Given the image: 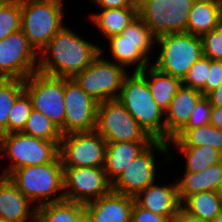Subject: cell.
Here are the masks:
<instances>
[{
	"label": "cell",
	"instance_id": "1",
	"mask_svg": "<svg viewBox=\"0 0 222 222\" xmlns=\"http://www.w3.org/2000/svg\"><path fill=\"white\" fill-rule=\"evenodd\" d=\"M103 51L63 27L40 51L38 72L61 78H73L89 66ZM51 54V55H50Z\"/></svg>",
	"mask_w": 222,
	"mask_h": 222
},
{
	"label": "cell",
	"instance_id": "2",
	"mask_svg": "<svg viewBox=\"0 0 222 222\" xmlns=\"http://www.w3.org/2000/svg\"><path fill=\"white\" fill-rule=\"evenodd\" d=\"M128 113L153 140L165 141V112L156 104L140 72L125 76L118 97Z\"/></svg>",
	"mask_w": 222,
	"mask_h": 222
},
{
	"label": "cell",
	"instance_id": "3",
	"mask_svg": "<svg viewBox=\"0 0 222 222\" xmlns=\"http://www.w3.org/2000/svg\"><path fill=\"white\" fill-rule=\"evenodd\" d=\"M7 177L31 202L38 200L37 206L65 199L64 192L53 197L56 192L64 189L60 155L48 164L16 169Z\"/></svg>",
	"mask_w": 222,
	"mask_h": 222
},
{
	"label": "cell",
	"instance_id": "4",
	"mask_svg": "<svg viewBox=\"0 0 222 222\" xmlns=\"http://www.w3.org/2000/svg\"><path fill=\"white\" fill-rule=\"evenodd\" d=\"M62 0H21V30L39 54L64 27Z\"/></svg>",
	"mask_w": 222,
	"mask_h": 222
},
{
	"label": "cell",
	"instance_id": "5",
	"mask_svg": "<svg viewBox=\"0 0 222 222\" xmlns=\"http://www.w3.org/2000/svg\"><path fill=\"white\" fill-rule=\"evenodd\" d=\"M59 145L60 141H46L22 132L0 135V154L3 152V157L8 155L12 162L1 176L7 177L14 170L25 166L53 162L59 156Z\"/></svg>",
	"mask_w": 222,
	"mask_h": 222
},
{
	"label": "cell",
	"instance_id": "6",
	"mask_svg": "<svg viewBox=\"0 0 222 222\" xmlns=\"http://www.w3.org/2000/svg\"><path fill=\"white\" fill-rule=\"evenodd\" d=\"M156 42L160 45L161 52L152 65L181 80L203 55L201 37L191 33L164 34L157 37Z\"/></svg>",
	"mask_w": 222,
	"mask_h": 222
},
{
	"label": "cell",
	"instance_id": "7",
	"mask_svg": "<svg viewBox=\"0 0 222 222\" xmlns=\"http://www.w3.org/2000/svg\"><path fill=\"white\" fill-rule=\"evenodd\" d=\"M110 50L117 64L125 69L136 65L134 72H140L148 66L149 53L156 37L144 21L137 16L119 35L108 39Z\"/></svg>",
	"mask_w": 222,
	"mask_h": 222
},
{
	"label": "cell",
	"instance_id": "8",
	"mask_svg": "<svg viewBox=\"0 0 222 222\" xmlns=\"http://www.w3.org/2000/svg\"><path fill=\"white\" fill-rule=\"evenodd\" d=\"M195 0H137L138 16L157 38L187 32L188 16Z\"/></svg>",
	"mask_w": 222,
	"mask_h": 222
},
{
	"label": "cell",
	"instance_id": "9",
	"mask_svg": "<svg viewBox=\"0 0 222 222\" xmlns=\"http://www.w3.org/2000/svg\"><path fill=\"white\" fill-rule=\"evenodd\" d=\"M129 74L123 66L98 57L73 79L98 103L118 99L125 76Z\"/></svg>",
	"mask_w": 222,
	"mask_h": 222
},
{
	"label": "cell",
	"instance_id": "10",
	"mask_svg": "<svg viewBox=\"0 0 222 222\" xmlns=\"http://www.w3.org/2000/svg\"><path fill=\"white\" fill-rule=\"evenodd\" d=\"M95 131L106 142L154 141L118 99L98 104Z\"/></svg>",
	"mask_w": 222,
	"mask_h": 222
},
{
	"label": "cell",
	"instance_id": "11",
	"mask_svg": "<svg viewBox=\"0 0 222 222\" xmlns=\"http://www.w3.org/2000/svg\"><path fill=\"white\" fill-rule=\"evenodd\" d=\"M24 91L34 110L41 112L59 129L65 120L64 78L34 72L24 80Z\"/></svg>",
	"mask_w": 222,
	"mask_h": 222
},
{
	"label": "cell",
	"instance_id": "12",
	"mask_svg": "<svg viewBox=\"0 0 222 222\" xmlns=\"http://www.w3.org/2000/svg\"><path fill=\"white\" fill-rule=\"evenodd\" d=\"M107 142L95 130L62 136L59 155L63 167H104Z\"/></svg>",
	"mask_w": 222,
	"mask_h": 222
},
{
	"label": "cell",
	"instance_id": "13",
	"mask_svg": "<svg viewBox=\"0 0 222 222\" xmlns=\"http://www.w3.org/2000/svg\"><path fill=\"white\" fill-rule=\"evenodd\" d=\"M168 142L154 140L142 153L135 157L119 177L112 183V190L124 195L135 197L156 180V164L153 149L161 154H168Z\"/></svg>",
	"mask_w": 222,
	"mask_h": 222
},
{
	"label": "cell",
	"instance_id": "14",
	"mask_svg": "<svg viewBox=\"0 0 222 222\" xmlns=\"http://www.w3.org/2000/svg\"><path fill=\"white\" fill-rule=\"evenodd\" d=\"M38 53L18 30L0 40V78L25 80L37 72Z\"/></svg>",
	"mask_w": 222,
	"mask_h": 222
},
{
	"label": "cell",
	"instance_id": "15",
	"mask_svg": "<svg viewBox=\"0 0 222 222\" xmlns=\"http://www.w3.org/2000/svg\"><path fill=\"white\" fill-rule=\"evenodd\" d=\"M98 104L73 78H64L65 120L59 129L61 135L95 130Z\"/></svg>",
	"mask_w": 222,
	"mask_h": 222
},
{
	"label": "cell",
	"instance_id": "16",
	"mask_svg": "<svg viewBox=\"0 0 222 222\" xmlns=\"http://www.w3.org/2000/svg\"><path fill=\"white\" fill-rule=\"evenodd\" d=\"M63 180L65 200L84 205L112 190L104 167H63Z\"/></svg>",
	"mask_w": 222,
	"mask_h": 222
},
{
	"label": "cell",
	"instance_id": "17",
	"mask_svg": "<svg viewBox=\"0 0 222 222\" xmlns=\"http://www.w3.org/2000/svg\"><path fill=\"white\" fill-rule=\"evenodd\" d=\"M134 197L111 190L84 205L91 222H130Z\"/></svg>",
	"mask_w": 222,
	"mask_h": 222
},
{
	"label": "cell",
	"instance_id": "18",
	"mask_svg": "<svg viewBox=\"0 0 222 222\" xmlns=\"http://www.w3.org/2000/svg\"><path fill=\"white\" fill-rule=\"evenodd\" d=\"M204 95L182 85L165 111V142H169L189 121L197 102Z\"/></svg>",
	"mask_w": 222,
	"mask_h": 222
},
{
	"label": "cell",
	"instance_id": "19",
	"mask_svg": "<svg viewBox=\"0 0 222 222\" xmlns=\"http://www.w3.org/2000/svg\"><path fill=\"white\" fill-rule=\"evenodd\" d=\"M32 205L24 194L11 182L8 177L0 176V220L12 222H36V206Z\"/></svg>",
	"mask_w": 222,
	"mask_h": 222
},
{
	"label": "cell",
	"instance_id": "20",
	"mask_svg": "<svg viewBox=\"0 0 222 222\" xmlns=\"http://www.w3.org/2000/svg\"><path fill=\"white\" fill-rule=\"evenodd\" d=\"M134 201L141 207L158 215L174 219L181 207L177 185L159 186L156 183L149 185L145 190L139 192Z\"/></svg>",
	"mask_w": 222,
	"mask_h": 222
},
{
	"label": "cell",
	"instance_id": "21",
	"mask_svg": "<svg viewBox=\"0 0 222 222\" xmlns=\"http://www.w3.org/2000/svg\"><path fill=\"white\" fill-rule=\"evenodd\" d=\"M153 141L107 142L104 171L113 183L132 160L142 153Z\"/></svg>",
	"mask_w": 222,
	"mask_h": 222
},
{
	"label": "cell",
	"instance_id": "22",
	"mask_svg": "<svg viewBox=\"0 0 222 222\" xmlns=\"http://www.w3.org/2000/svg\"><path fill=\"white\" fill-rule=\"evenodd\" d=\"M184 172L181 180L176 182L181 204L193 194L205 191L217 192L222 179V162L210 166L201 172Z\"/></svg>",
	"mask_w": 222,
	"mask_h": 222
},
{
	"label": "cell",
	"instance_id": "23",
	"mask_svg": "<svg viewBox=\"0 0 222 222\" xmlns=\"http://www.w3.org/2000/svg\"><path fill=\"white\" fill-rule=\"evenodd\" d=\"M149 67V68H148ZM140 71L149 86L156 104L165 112L174 95L182 86V80L170 74L161 72L153 65Z\"/></svg>",
	"mask_w": 222,
	"mask_h": 222
},
{
	"label": "cell",
	"instance_id": "24",
	"mask_svg": "<svg viewBox=\"0 0 222 222\" xmlns=\"http://www.w3.org/2000/svg\"><path fill=\"white\" fill-rule=\"evenodd\" d=\"M221 25L217 0H195L189 12L187 33L202 36Z\"/></svg>",
	"mask_w": 222,
	"mask_h": 222
},
{
	"label": "cell",
	"instance_id": "25",
	"mask_svg": "<svg viewBox=\"0 0 222 222\" xmlns=\"http://www.w3.org/2000/svg\"><path fill=\"white\" fill-rule=\"evenodd\" d=\"M101 10L90 18L107 39L119 35L138 16V7Z\"/></svg>",
	"mask_w": 222,
	"mask_h": 222
},
{
	"label": "cell",
	"instance_id": "26",
	"mask_svg": "<svg viewBox=\"0 0 222 222\" xmlns=\"http://www.w3.org/2000/svg\"><path fill=\"white\" fill-rule=\"evenodd\" d=\"M176 147L211 146L222 153V129L206 124L194 129H181L168 144Z\"/></svg>",
	"mask_w": 222,
	"mask_h": 222
},
{
	"label": "cell",
	"instance_id": "27",
	"mask_svg": "<svg viewBox=\"0 0 222 222\" xmlns=\"http://www.w3.org/2000/svg\"><path fill=\"white\" fill-rule=\"evenodd\" d=\"M84 212V204L62 200L36 207V222H75Z\"/></svg>",
	"mask_w": 222,
	"mask_h": 222
},
{
	"label": "cell",
	"instance_id": "28",
	"mask_svg": "<svg viewBox=\"0 0 222 222\" xmlns=\"http://www.w3.org/2000/svg\"><path fill=\"white\" fill-rule=\"evenodd\" d=\"M181 206L198 218L213 221L222 210V197L215 191L200 192L189 196Z\"/></svg>",
	"mask_w": 222,
	"mask_h": 222
},
{
	"label": "cell",
	"instance_id": "29",
	"mask_svg": "<svg viewBox=\"0 0 222 222\" xmlns=\"http://www.w3.org/2000/svg\"><path fill=\"white\" fill-rule=\"evenodd\" d=\"M177 148L186 156L185 171L201 172L210 166L222 162V153L208 145Z\"/></svg>",
	"mask_w": 222,
	"mask_h": 222
},
{
	"label": "cell",
	"instance_id": "30",
	"mask_svg": "<svg viewBox=\"0 0 222 222\" xmlns=\"http://www.w3.org/2000/svg\"><path fill=\"white\" fill-rule=\"evenodd\" d=\"M23 92L24 80L0 78V135L8 133L10 109Z\"/></svg>",
	"mask_w": 222,
	"mask_h": 222
},
{
	"label": "cell",
	"instance_id": "31",
	"mask_svg": "<svg viewBox=\"0 0 222 222\" xmlns=\"http://www.w3.org/2000/svg\"><path fill=\"white\" fill-rule=\"evenodd\" d=\"M21 132L46 141H61L62 138L59 128L44 114L34 109Z\"/></svg>",
	"mask_w": 222,
	"mask_h": 222
},
{
	"label": "cell",
	"instance_id": "32",
	"mask_svg": "<svg viewBox=\"0 0 222 222\" xmlns=\"http://www.w3.org/2000/svg\"><path fill=\"white\" fill-rule=\"evenodd\" d=\"M21 29V0L0 3V40Z\"/></svg>",
	"mask_w": 222,
	"mask_h": 222
},
{
	"label": "cell",
	"instance_id": "33",
	"mask_svg": "<svg viewBox=\"0 0 222 222\" xmlns=\"http://www.w3.org/2000/svg\"><path fill=\"white\" fill-rule=\"evenodd\" d=\"M33 110L31 100L24 91L14 102L8 117V133L21 132Z\"/></svg>",
	"mask_w": 222,
	"mask_h": 222
},
{
	"label": "cell",
	"instance_id": "34",
	"mask_svg": "<svg viewBox=\"0 0 222 222\" xmlns=\"http://www.w3.org/2000/svg\"><path fill=\"white\" fill-rule=\"evenodd\" d=\"M210 70V58L202 55L187 71L182 79V85L201 91L208 78Z\"/></svg>",
	"mask_w": 222,
	"mask_h": 222
},
{
	"label": "cell",
	"instance_id": "35",
	"mask_svg": "<svg viewBox=\"0 0 222 222\" xmlns=\"http://www.w3.org/2000/svg\"><path fill=\"white\" fill-rule=\"evenodd\" d=\"M203 55L222 61V25L201 36Z\"/></svg>",
	"mask_w": 222,
	"mask_h": 222
},
{
	"label": "cell",
	"instance_id": "36",
	"mask_svg": "<svg viewBox=\"0 0 222 222\" xmlns=\"http://www.w3.org/2000/svg\"><path fill=\"white\" fill-rule=\"evenodd\" d=\"M212 105L206 96H203L193 109L188 123L182 129H194L210 123Z\"/></svg>",
	"mask_w": 222,
	"mask_h": 222
},
{
	"label": "cell",
	"instance_id": "37",
	"mask_svg": "<svg viewBox=\"0 0 222 222\" xmlns=\"http://www.w3.org/2000/svg\"><path fill=\"white\" fill-rule=\"evenodd\" d=\"M222 83V61L210 59V70L206 84L200 91L207 96L211 91L215 90Z\"/></svg>",
	"mask_w": 222,
	"mask_h": 222
},
{
	"label": "cell",
	"instance_id": "38",
	"mask_svg": "<svg viewBox=\"0 0 222 222\" xmlns=\"http://www.w3.org/2000/svg\"><path fill=\"white\" fill-rule=\"evenodd\" d=\"M130 222H173V219H171L170 217H165L163 215L155 214L139 206L134 201Z\"/></svg>",
	"mask_w": 222,
	"mask_h": 222
},
{
	"label": "cell",
	"instance_id": "39",
	"mask_svg": "<svg viewBox=\"0 0 222 222\" xmlns=\"http://www.w3.org/2000/svg\"><path fill=\"white\" fill-rule=\"evenodd\" d=\"M101 9L138 7L137 0H92Z\"/></svg>",
	"mask_w": 222,
	"mask_h": 222
},
{
	"label": "cell",
	"instance_id": "40",
	"mask_svg": "<svg viewBox=\"0 0 222 222\" xmlns=\"http://www.w3.org/2000/svg\"><path fill=\"white\" fill-rule=\"evenodd\" d=\"M173 222H212V221L198 218L197 216H194L189 212H187L183 208V206H181L178 212L176 213Z\"/></svg>",
	"mask_w": 222,
	"mask_h": 222
},
{
	"label": "cell",
	"instance_id": "41",
	"mask_svg": "<svg viewBox=\"0 0 222 222\" xmlns=\"http://www.w3.org/2000/svg\"><path fill=\"white\" fill-rule=\"evenodd\" d=\"M209 124L222 129V106H212Z\"/></svg>",
	"mask_w": 222,
	"mask_h": 222
},
{
	"label": "cell",
	"instance_id": "42",
	"mask_svg": "<svg viewBox=\"0 0 222 222\" xmlns=\"http://www.w3.org/2000/svg\"><path fill=\"white\" fill-rule=\"evenodd\" d=\"M206 97L212 106H222V83Z\"/></svg>",
	"mask_w": 222,
	"mask_h": 222
},
{
	"label": "cell",
	"instance_id": "43",
	"mask_svg": "<svg viewBox=\"0 0 222 222\" xmlns=\"http://www.w3.org/2000/svg\"><path fill=\"white\" fill-rule=\"evenodd\" d=\"M75 222H91L90 217L84 211L76 220Z\"/></svg>",
	"mask_w": 222,
	"mask_h": 222
},
{
	"label": "cell",
	"instance_id": "44",
	"mask_svg": "<svg viewBox=\"0 0 222 222\" xmlns=\"http://www.w3.org/2000/svg\"><path fill=\"white\" fill-rule=\"evenodd\" d=\"M219 5L220 21L222 25V0H217Z\"/></svg>",
	"mask_w": 222,
	"mask_h": 222
},
{
	"label": "cell",
	"instance_id": "45",
	"mask_svg": "<svg viewBox=\"0 0 222 222\" xmlns=\"http://www.w3.org/2000/svg\"><path fill=\"white\" fill-rule=\"evenodd\" d=\"M212 222H222V210Z\"/></svg>",
	"mask_w": 222,
	"mask_h": 222
},
{
	"label": "cell",
	"instance_id": "46",
	"mask_svg": "<svg viewBox=\"0 0 222 222\" xmlns=\"http://www.w3.org/2000/svg\"><path fill=\"white\" fill-rule=\"evenodd\" d=\"M217 193L222 197V179H221V182L219 183V186L217 188Z\"/></svg>",
	"mask_w": 222,
	"mask_h": 222
},
{
	"label": "cell",
	"instance_id": "47",
	"mask_svg": "<svg viewBox=\"0 0 222 222\" xmlns=\"http://www.w3.org/2000/svg\"><path fill=\"white\" fill-rule=\"evenodd\" d=\"M0 222H12V221H5V220H0Z\"/></svg>",
	"mask_w": 222,
	"mask_h": 222
}]
</instances>
